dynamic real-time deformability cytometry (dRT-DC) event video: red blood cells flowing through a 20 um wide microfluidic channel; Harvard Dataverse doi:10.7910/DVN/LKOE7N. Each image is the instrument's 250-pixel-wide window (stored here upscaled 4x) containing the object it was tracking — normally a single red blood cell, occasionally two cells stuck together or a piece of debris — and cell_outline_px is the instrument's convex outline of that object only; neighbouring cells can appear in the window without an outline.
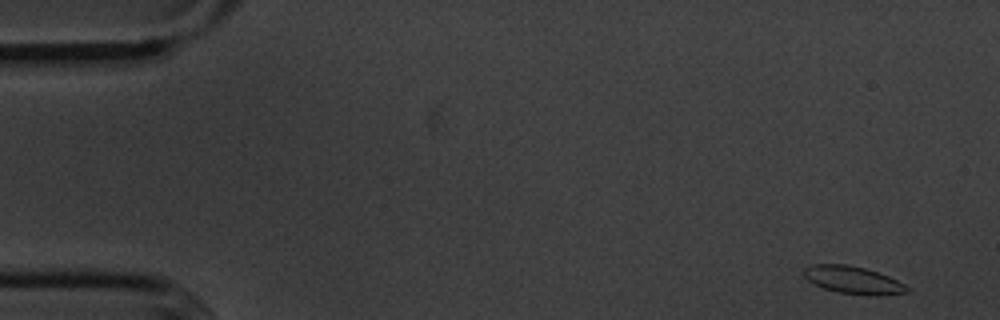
{"species": "common noctule bat (a hibernating species)", "species_latin": "Nyctalus noctula", "temperature_condition": "cold", "stored_images_in_passage": 54, "camera_frame_rate_fps": 3000, "um_per_image_px": 0.085, "animal": {"sex": "male", "body_mass_g": 20.1, "forearm_length_mm": 53.5}, "frame": {"image": 1, "passage_image": 1, "time_ms": 0.0, "image_size_px": [1000, 320], "cell_outline_px": [[912, 292], [876, 296], [872, 296], [836, 292], [824, 288], [808, 280], [804, 276], [804, 268], [812, 264], [848, 264], [864, 268], [888, 276], [904, 284]], "centroid_in_image_um": [72.53, 23.81], "position_along_channel_um": 12.5, "area_um2": 16.53}}
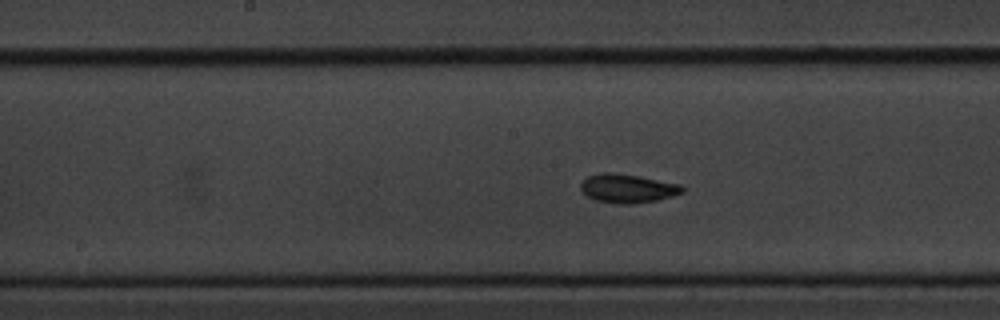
{"frame": {"image": 2, "passage_image": 26, "time_ms": 8.333, "image_size_px": [1000, 320], "cell_outline_px": [[684, 192], [672, 196], [656, 200], [636, 204], [616, 204], [596, 200], [588, 196], [580, 188], [580, 184], [588, 176], [600, 172], [612, 172], [640, 176], [680, 184], [684, 188]], "centroid_in_image_um": [53.35, 16.01], "position_along_channel_um": 194.9, "area_um2": 17.11}}
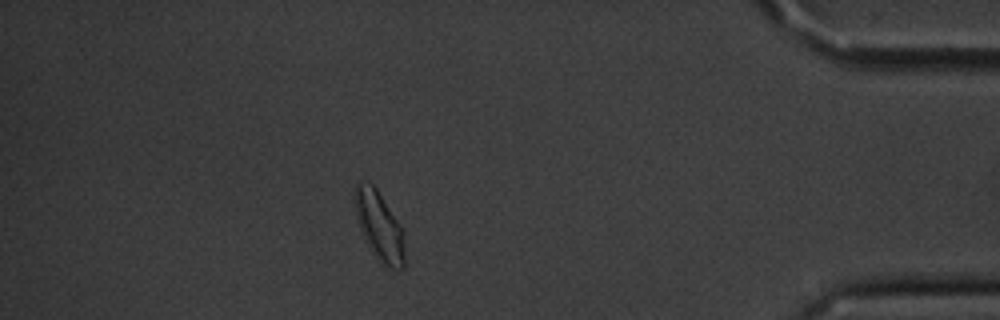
{"frame": {"image": 3, "passage_image": 47, "time_ms": 15.333, "image_size_px": [1000, 320], "cell_outline_px": [[404, 268], [400, 272], [384, 268], [380, 264], [372, 252], [360, 228], [356, 216], [352, 196], [356, 184], [360, 180], [372, 184], [376, 188], [404, 232]], "centroid_in_image_um": [32.23, 19.27], "position_along_channel_um": 403.0, "area_um2": 20.4}, "authors_computed_cell_mechanics": {"area_um2": 16.5886, "velocity_mm_per_s": 3.5866, "shape_relaxation_time_tau1_ms": 2.659, "shape_relaxation_time_tau2_ms": 1.4735, "deformation_change_tau1": 0.0877, "deformation_change_tau2": 0.0566}}